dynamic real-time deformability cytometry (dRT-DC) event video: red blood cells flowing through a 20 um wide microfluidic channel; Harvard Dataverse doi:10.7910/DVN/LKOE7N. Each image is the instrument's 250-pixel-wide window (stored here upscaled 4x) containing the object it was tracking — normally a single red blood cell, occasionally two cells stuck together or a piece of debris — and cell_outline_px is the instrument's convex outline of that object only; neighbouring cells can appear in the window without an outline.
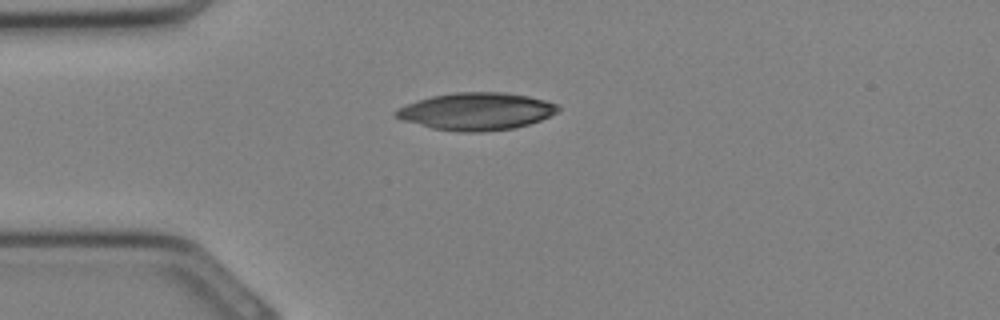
{"species": "Egyptian fruit bat (a non-hibernating species)", "species_latin": "Rousettus aegyptiacus", "temperature_condition": "cold", "stored_images_in_passage": 25, "camera_frame_rate_fps": 3000, "um_per_image_px": 0.085, "animal": {"sex": "female"}, "frame": {"image": 1, "passage_image": 1, "time_ms": 0.0, "image_size_px": [1000, 320], "cell_outline_px": [[560, 108], [556, 112], [540, 120], [516, 128], [484, 132], [460, 132], [432, 128], [400, 120], [392, 116], [392, 112], [396, 108], [432, 96], [456, 92], [504, 92], [528, 96], [544, 100], [556, 104]], "centroid_in_image_um": [40.44, 9.47], "position_along_channel_um": 44.6, "area_um2": 35.37}}
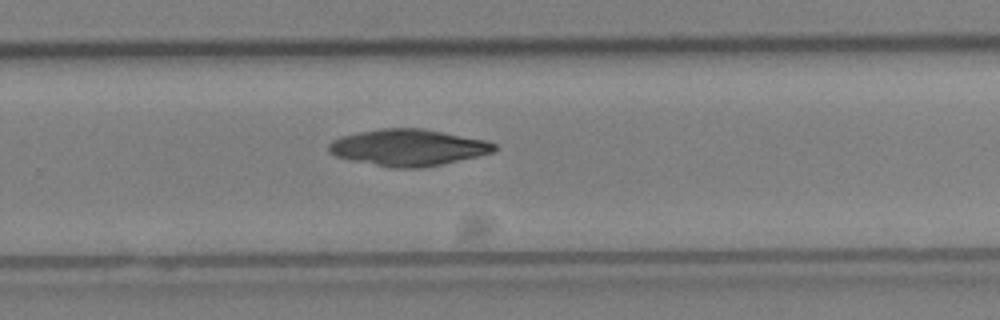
{"frame": {"image": 2, "passage_image": 14, "time_ms": 4.333, "image_size_px": [1000, 320], "cell_outline_px": [[496, 148], [492, 152], [476, 156], [440, 164], [420, 168], [392, 168], [352, 160], [336, 156], [328, 152], [328, 144], [332, 140], [340, 136], [360, 132], [384, 128], [424, 128], [484, 140], [496, 144]], "centroid_in_image_um": [34.65, 12.53], "position_along_channel_um": 295.2, "area_um2": 34.91}}
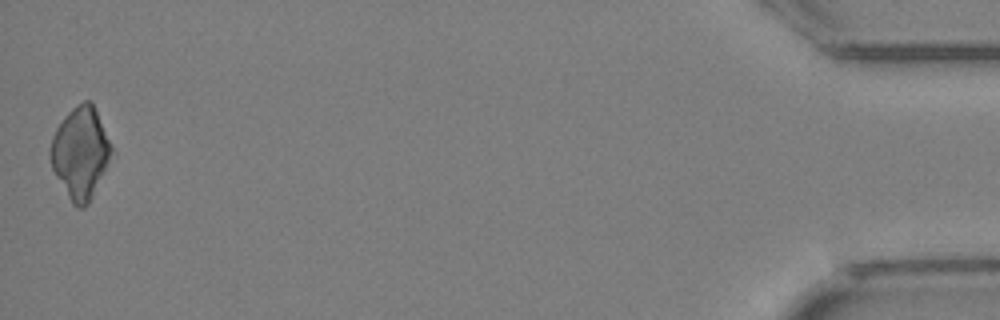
{"frame": {"image": 3, "passage_image": 25, "time_ms": 8.0, "image_size_px": [1000, 320], "cell_outline_px": [[116, 152], [88, 204], [84, 208], [76, 208], [72, 204], [56, 176], [52, 168], [48, 152], [52, 136], [56, 128], [64, 116], [76, 104], [84, 100], [92, 100]], "centroid_in_image_um": [6.87, 12.97], "position_along_channel_um": 428.3, "area_um2": 33.41}}